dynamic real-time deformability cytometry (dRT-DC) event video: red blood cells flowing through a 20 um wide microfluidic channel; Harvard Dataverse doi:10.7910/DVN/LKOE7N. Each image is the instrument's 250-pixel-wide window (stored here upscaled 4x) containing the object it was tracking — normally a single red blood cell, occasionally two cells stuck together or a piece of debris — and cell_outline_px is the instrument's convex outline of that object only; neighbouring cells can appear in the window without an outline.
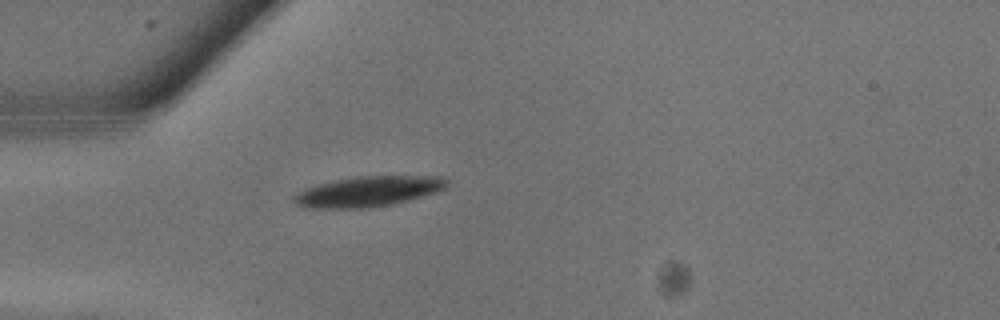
{"species": "common noctule bat (a hibernating species)", "species_latin": "Nyctalus noctula", "temperature_condition": "warm", "stored_images_in_passage": 4, "camera_frame_rate_fps": 3000, "um_per_image_px": 0.085, "animal": {"sex": "male", "body_mass_g": 13.3}, "frame": {"image": 1, "passage_image": 2, "time_ms": 0.333, "image_size_px": [1000, 320], "cell_outline_px": [[448, 184], [444, 188], [436, 192], [408, 200], [392, 204], [364, 208], [304, 208], [296, 204], [292, 200], [292, 196], [304, 188], [336, 180], [360, 176], [444, 176], [448, 180]], "centroid_in_image_um": [31.28, 16.27], "position_along_channel_um": 53.7, "area_um2": 26.93}}
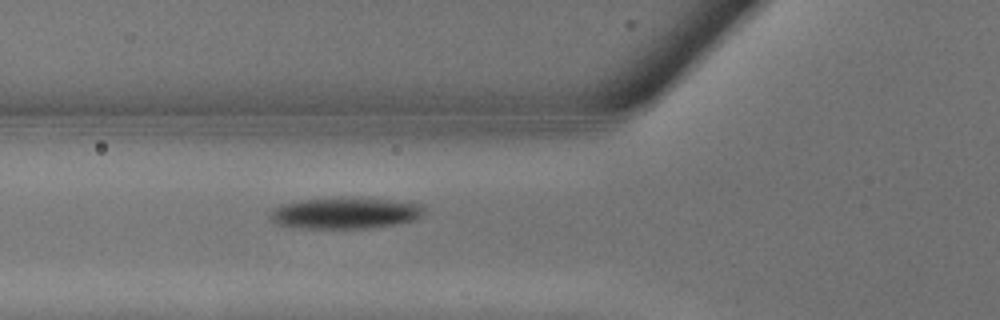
{"frame": {"image": 2, "passage_image": 4, "time_ms": 1.0, "image_size_px": [1000, 320], "cell_outline_px": [[424, 216], [416, 220], [396, 224], [372, 228], [296, 228], [276, 224], [268, 216], [276, 208], [284, 204], [304, 200], [344, 196], [388, 200], [420, 204], [424, 208]], "centroid_in_image_um": [29.38, 18.11], "position_along_channel_um": 96.4, "area_um2": 28.26}}